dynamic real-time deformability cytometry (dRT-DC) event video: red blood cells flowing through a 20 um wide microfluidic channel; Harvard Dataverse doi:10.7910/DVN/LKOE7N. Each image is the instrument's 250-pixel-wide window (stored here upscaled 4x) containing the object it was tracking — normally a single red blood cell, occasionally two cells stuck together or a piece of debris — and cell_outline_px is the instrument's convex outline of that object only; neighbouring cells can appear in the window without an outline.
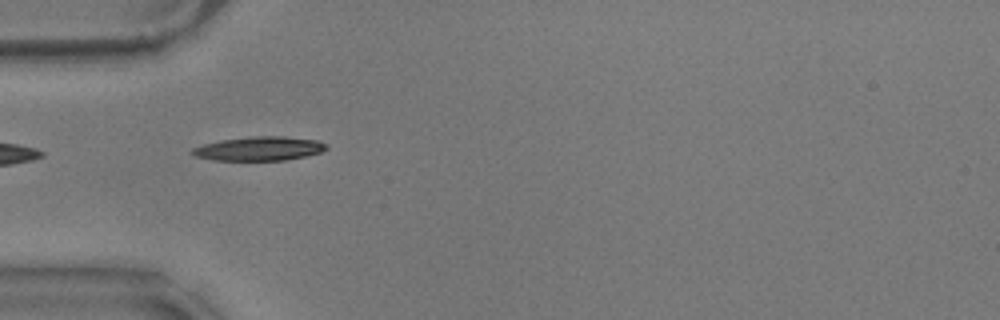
{"species": "common noctule bat (a hibernating species)", "species_latin": "Nyctalus noctula", "temperature_condition": "warm", "stored_images_in_passage": 18, "camera_frame_rate_fps": 3000, "um_per_image_px": 0.085, "animal": {"sex": "male", "body_mass_g": 17.9}, "frame": {"image": 1, "passage_image": 1, "time_ms": 0.0, "image_size_px": [1000, 320], "cell_outline_px": [[328, 148], [320, 152], [304, 156], [284, 160], [212, 160], [196, 156], [188, 152], [192, 148], [204, 144], [220, 140], [252, 136], [284, 136], [316, 140], [328, 144]], "centroid_in_image_um": [22.01, 12.62], "position_along_channel_um": 63.0, "area_um2": 18.73}}